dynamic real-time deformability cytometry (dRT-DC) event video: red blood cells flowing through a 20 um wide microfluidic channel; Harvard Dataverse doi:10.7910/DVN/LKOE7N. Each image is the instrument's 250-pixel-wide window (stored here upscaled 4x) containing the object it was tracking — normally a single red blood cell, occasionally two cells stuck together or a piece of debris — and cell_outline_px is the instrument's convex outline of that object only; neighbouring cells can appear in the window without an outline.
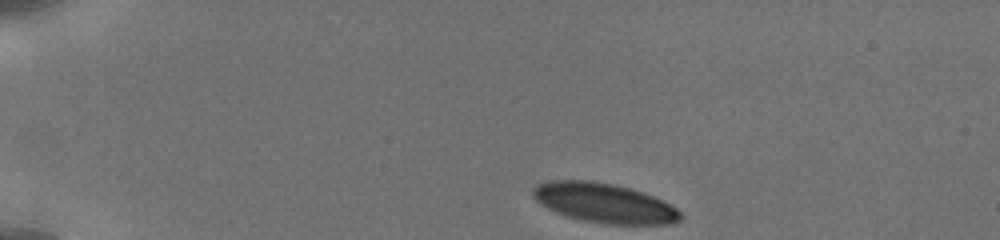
{"species": "human", "species_latin": "Homo sapiens", "temperature_condition": "cold", "stored_images_in_passage": 59, "camera_frame_rate_fps": 3000, "um_per_image_px": 0.085, "donor": {"sex": "male"}, "frame": {"image": 1, "passage_image": 1, "time_ms": 0.0, "image_size_px": [1000, 240], "cell_outline_px": [[684, 216], [680, 220], [672, 224], [600, 224], [568, 216], [556, 212], [540, 204], [532, 196], [532, 188], [536, 184], [548, 180], [588, 180], [612, 184], [644, 192], [676, 208]], "centroid_in_image_um": [51.33, 17.25], "position_along_channel_um": 33.7, "area_um2": 33.99}}
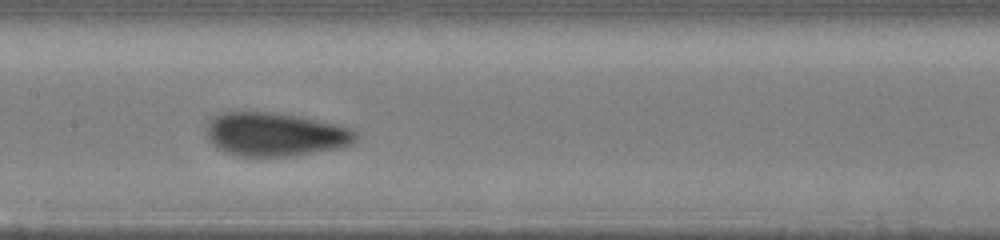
{"frame": {"image": 2, "passage_image": 19, "time_ms": 6.0, "image_size_px": [1000, 240], "cell_outline_px": [[356, 140], [352, 144], [340, 148], [296, 156], [236, 156], [224, 152], [216, 148], [208, 140], [204, 132], [208, 120], [224, 112], [264, 112], [296, 116], [336, 124], [352, 128], [356, 132]], "centroid_in_image_um": [23.35, 11.44], "position_along_channel_um": 184.0, "area_um2": 38.21}}
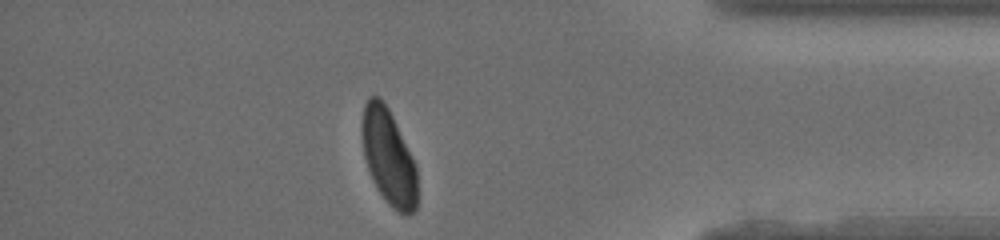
{"frame": {"image": 3, "passage_image": 44, "time_ms": 12.333, "image_size_px": [1000, 240], "cell_outline_px": [[416, 208], [408, 216], [404, 216], [392, 208], [388, 204], [372, 180], [364, 156], [360, 136], [360, 132], [364, 104], [368, 96], [380, 96], [388, 108], [416, 164]], "centroid_in_image_um": [33.0, 13.33], "position_along_channel_um": 402.2, "area_um2": 30.92}, "authors_computed_cell_mechanics": {"area_um2": 34.2754, "velocity_mm_per_s": 3.8145, "shape_relaxation_time_tau1_ms": 4.689, "shape_relaxation_time_tau2_ms": null, "deformation_change_tau1": 0.1282, "deformation_change_tau2": null}}